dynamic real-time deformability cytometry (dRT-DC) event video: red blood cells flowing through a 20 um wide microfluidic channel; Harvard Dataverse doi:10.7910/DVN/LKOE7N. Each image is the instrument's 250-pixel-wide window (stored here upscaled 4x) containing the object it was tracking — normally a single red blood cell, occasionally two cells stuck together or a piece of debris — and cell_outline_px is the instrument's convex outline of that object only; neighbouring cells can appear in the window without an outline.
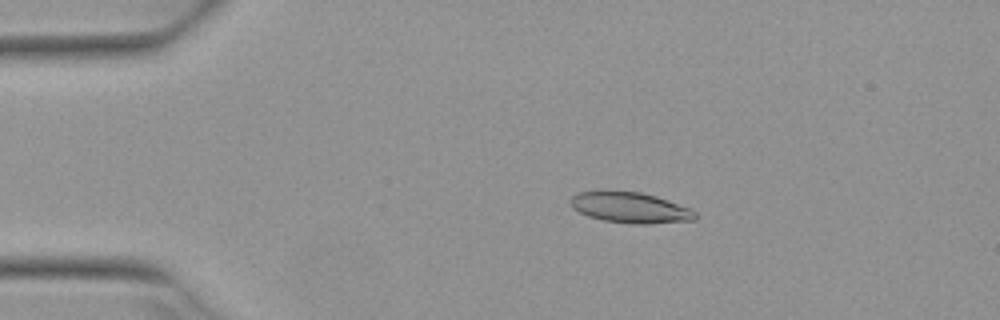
{"species": "Egyptian fruit bat (a non-hibernating species)", "species_latin": "Rousettus aegyptiacus", "temperature_condition": "warm", "stored_images_in_passage": 6, "camera_frame_rate_fps": 3000, "um_per_image_px": 0.085, "animal": {"sex": "female"}, "frame": {"image": 1, "passage_image": 2, "time_ms": 0.333, "image_size_px": [1000, 320], "cell_outline_px": [[696, 220], [648, 224], [632, 224], [604, 220], [588, 216], [572, 208], [568, 200], [572, 196], [580, 192], [604, 188], [640, 192], [656, 196], [692, 208], [696, 212]], "centroid_in_image_um": [53.54, 17.61], "position_along_channel_um": 31.5, "area_um2": 23.06}}
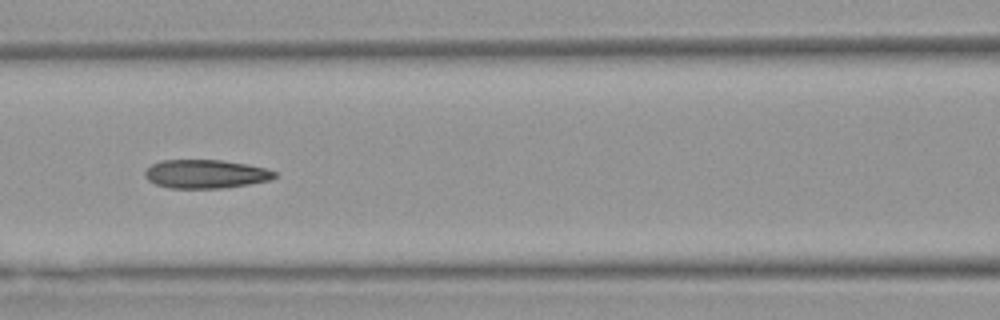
{"frame": {"image": 2, "passage_image": 5, "time_ms": 1.333, "image_size_px": [1000, 320], "cell_outline_px": [[276, 176], [268, 180], [248, 184], [224, 188], [172, 188], [156, 184], [148, 180], [144, 176], [144, 172], [152, 164], [160, 160], [220, 160], [248, 164], [264, 168], [276, 172]], "centroid_in_image_um": [17.45, 14.78], "position_along_channel_um": 149.1, "area_um2": 21.5}}
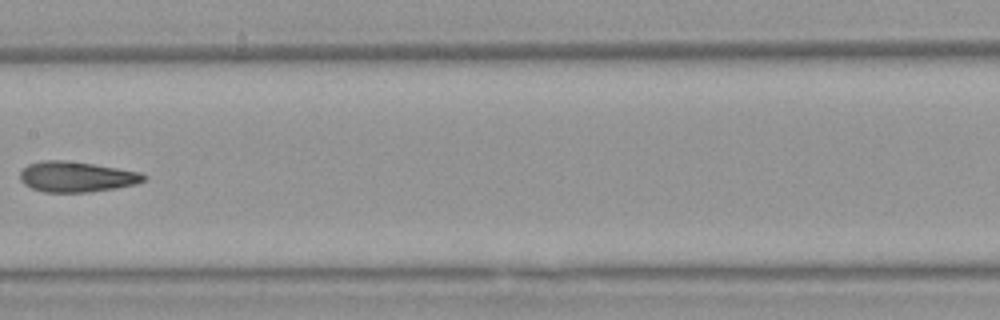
{"frame": {"image": 3, "passage_image": 6, "time_ms": 1.667, "image_size_px": [1000, 320], "cell_outline_px": [[148, 176], [144, 180], [136, 184], [116, 188], [88, 192], [44, 192], [32, 188], [24, 184], [20, 180], [20, 172], [28, 164], [44, 160], [64, 160], [92, 164], [140, 172]], "centroid_in_image_um": [6.49, 15.03], "position_along_channel_um": 200.9, "area_um2": 21.85}}